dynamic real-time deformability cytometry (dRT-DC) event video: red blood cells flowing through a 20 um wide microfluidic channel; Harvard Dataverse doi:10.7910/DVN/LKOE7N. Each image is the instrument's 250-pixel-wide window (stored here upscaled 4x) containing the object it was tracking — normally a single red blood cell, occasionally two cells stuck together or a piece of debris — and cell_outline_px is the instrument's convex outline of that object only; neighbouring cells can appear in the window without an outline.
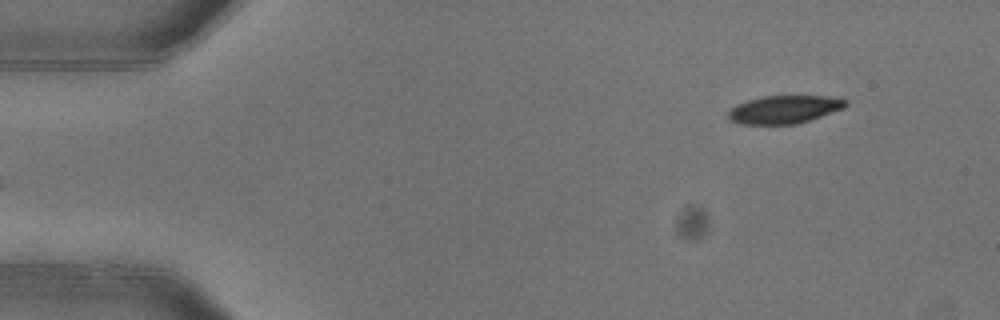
{"species": "common noctule bat (a hibernating species)", "species_latin": "Nyctalus noctula", "temperature_condition": "warm", "stored_images_in_passage": 4, "segment_of_instrument_passage": [2, 2], "camera_frame_rate_fps": 3000, "um_per_image_px": 0.085, "animal": {"sex": "female"}, "frame": {"image": 1, "passage_image": 4, "time_ms": 1.0, "image_size_px": [1000, 320], "cell_outline_px": [[848, 104], [844, 108], [796, 124], [740, 124], [732, 120], [728, 116], [728, 112], [736, 104], [748, 100], [764, 96], [828, 96], [848, 100]], "centroid_in_image_um": [66.67, 9.29], "position_along_channel_um": 18.3, "area_um2": 18.96}}